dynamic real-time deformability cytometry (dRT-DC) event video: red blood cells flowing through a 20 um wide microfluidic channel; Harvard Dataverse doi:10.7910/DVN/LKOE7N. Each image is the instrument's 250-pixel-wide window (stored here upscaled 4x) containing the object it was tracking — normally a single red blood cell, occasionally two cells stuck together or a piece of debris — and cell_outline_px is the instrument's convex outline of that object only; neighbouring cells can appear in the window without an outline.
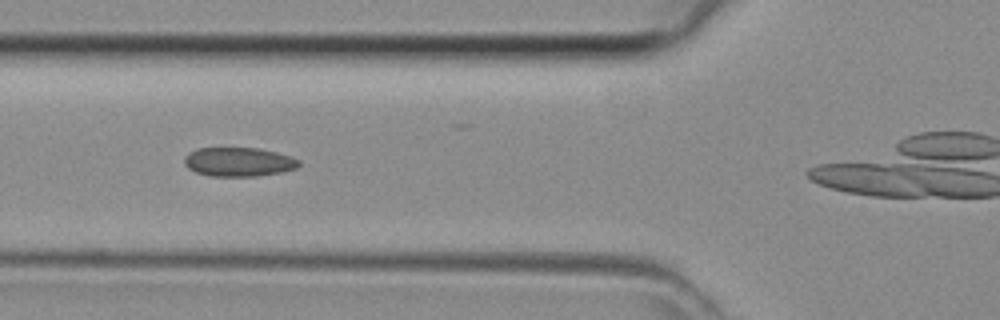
{"species": "common noctule bat (a hibernating species)", "species_latin": "Nyctalus noctula", "temperature_condition": "room temperature", "stored_images_in_passage": 9, "camera_frame_rate_fps": 3000, "um_per_image_px": 0.085, "animal": {"sex": "female", "body_mass_g": 29.2, "forearm_length_mm": 56.3}, "frame": {"image": 1, "passage_image": 6, "time_ms": 1.667, "image_size_px": [1000, 320], "cell_outline_px": [[300, 164], [296, 168], [284, 172], [256, 176], [208, 176], [196, 172], [188, 168], [184, 164], [184, 156], [188, 152], [196, 148], [260, 148], [276, 152], [300, 160]], "centroid_in_image_um": [20.26, 13.76], "position_along_channel_um": 105.5, "area_um2": 19.54}}
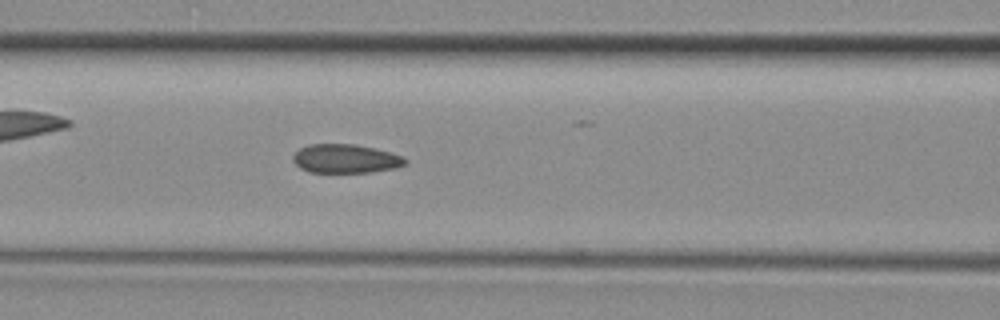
{"frame": {"image": 2, "passage_image": 8, "time_ms": 2.333, "image_size_px": [1000, 320], "cell_outline_px": [[408, 164], [396, 168], [372, 172], [308, 172], [300, 168], [292, 160], [292, 156], [300, 148], [308, 144], [356, 144], [404, 156], [408, 160]], "centroid_in_image_um": [29.39, 13.49], "position_along_channel_um": 137.2, "area_um2": 18.96}}